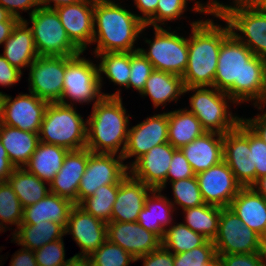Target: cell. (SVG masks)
I'll use <instances>...</instances> for the list:
<instances>
[{"mask_svg":"<svg viewBox=\"0 0 266 266\" xmlns=\"http://www.w3.org/2000/svg\"><path fill=\"white\" fill-rule=\"evenodd\" d=\"M4 95L5 92H3L2 90L0 91V123L2 121V117H3V102H4Z\"/></svg>","mask_w":266,"mask_h":266,"instance_id":"65","label":"cell"},{"mask_svg":"<svg viewBox=\"0 0 266 266\" xmlns=\"http://www.w3.org/2000/svg\"><path fill=\"white\" fill-rule=\"evenodd\" d=\"M221 266H266V252L218 255Z\"/></svg>","mask_w":266,"mask_h":266,"instance_id":"48","label":"cell"},{"mask_svg":"<svg viewBox=\"0 0 266 266\" xmlns=\"http://www.w3.org/2000/svg\"><path fill=\"white\" fill-rule=\"evenodd\" d=\"M76 107L49 103L41 123L39 142L61 146L69 151L86 148L87 117L81 115Z\"/></svg>","mask_w":266,"mask_h":266,"instance_id":"6","label":"cell"},{"mask_svg":"<svg viewBox=\"0 0 266 266\" xmlns=\"http://www.w3.org/2000/svg\"><path fill=\"white\" fill-rule=\"evenodd\" d=\"M64 239L50 242L34 251L38 266H61L70 258L66 259Z\"/></svg>","mask_w":266,"mask_h":266,"instance_id":"45","label":"cell"},{"mask_svg":"<svg viewBox=\"0 0 266 266\" xmlns=\"http://www.w3.org/2000/svg\"><path fill=\"white\" fill-rule=\"evenodd\" d=\"M190 2H194L189 8ZM188 7V8H187ZM201 15L200 0H158L156 13L145 23L148 27H171L168 22L184 19L187 11ZM169 24V26H167Z\"/></svg>","mask_w":266,"mask_h":266,"instance_id":"37","label":"cell"},{"mask_svg":"<svg viewBox=\"0 0 266 266\" xmlns=\"http://www.w3.org/2000/svg\"><path fill=\"white\" fill-rule=\"evenodd\" d=\"M23 219V207L8 181L0 182V221L11 231L18 229ZM14 225L13 229L11 226ZM11 228H10V227Z\"/></svg>","mask_w":266,"mask_h":266,"instance_id":"41","label":"cell"},{"mask_svg":"<svg viewBox=\"0 0 266 266\" xmlns=\"http://www.w3.org/2000/svg\"><path fill=\"white\" fill-rule=\"evenodd\" d=\"M182 211V222L186 226L206 239L214 240L218 232L221 207L205 203Z\"/></svg>","mask_w":266,"mask_h":266,"instance_id":"36","label":"cell"},{"mask_svg":"<svg viewBox=\"0 0 266 266\" xmlns=\"http://www.w3.org/2000/svg\"><path fill=\"white\" fill-rule=\"evenodd\" d=\"M118 184L103 185L78 205L90 215L108 223L111 221L114 202L116 201Z\"/></svg>","mask_w":266,"mask_h":266,"instance_id":"39","label":"cell"},{"mask_svg":"<svg viewBox=\"0 0 266 266\" xmlns=\"http://www.w3.org/2000/svg\"><path fill=\"white\" fill-rule=\"evenodd\" d=\"M215 255L213 241L207 240L203 245L192 250L174 254V266H206V263Z\"/></svg>","mask_w":266,"mask_h":266,"instance_id":"44","label":"cell"},{"mask_svg":"<svg viewBox=\"0 0 266 266\" xmlns=\"http://www.w3.org/2000/svg\"><path fill=\"white\" fill-rule=\"evenodd\" d=\"M61 266H88L87 258L72 256L70 259Z\"/></svg>","mask_w":266,"mask_h":266,"instance_id":"60","label":"cell"},{"mask_svg":"<svg viewBox=\"0 0 266 266\" xmlns=\"http://www.w3.org/2000/svg\"><path fill=\"white\" fill-rule=\"evenodd\" d=\"M196 174L193 172L191 165L189 164L188 160L185 158L184 154L180 149H177L172 156L170 168L167 173L166 178V187L162 189L165 191L167 189L168 183L191 178Z\"/></svg>","mask_w":266,"mask_h":266,"instance_id":"47","label":"cell"},{"mask_svg":"<svg viewBox=\"0 0 266 266\" xmlns=\"http://www.w3.org/2000/svg\"><path fill=\"white\" fill-rule=\"evenodd\" d=\"M9 266H38L34 251L21 247L13 253Z\"/></svg>","mask_w":266,"mask_h":266,"instance_id":"55","label":"cell"},{"mask_svg":"<svg viewBox=\"0 0 266 266\" xmlns=\"http://www.w3.org/2000/svg\"><path fill=\"white\" fill-rule=\"evenodd\" d=\"M256 108L259 114L247 118L243 115L242 121L266 143V106Z\"/></svg>","mask_w":266,"mask_h":266,"instance_id":"53","label":"cell"},{"mask_svg":"<svg viewBox=\"0 0 266 266\" xmlns=\"http://www.w3.org/2000/svg\"><path fill=\"white\" fill-rule=\"evenodd\" d=\"M0 5L19 21L25 19L23 11L30 16L39 7L38 0H0Z\"/></svg>","mask_w":266,"mask_h":266,"instance_id":"49","label":"cell"},{"mask_svg":"<svg viewBox=\"0 0 266 266\" xmlns=\"http://www.w3.org/2000/svg\"><path fill=\"white\" fill-rule=\"evenodd\" d=\"M107 239L127 251L135 259L146 255L162 245V240L138 222L107 223Z\"/></svg>","mask_w":266,"mask_h":266,"instance_id":"20","label":"cell"},{"mask_svg":"<svg viewBox=\"0 0 266 266\" xmlns=\"http://www.w3.org/2000/svg\"><path fill=\"white\" fill-rule=\"evenodd\" d=\"M176 150L169 142L151 148L129 167V174L152 189L162 190Z\"/></svg>","mask_w":266,"mask_h":266,"instance_id":"21","label":"cell"},{"mask_svg":"<svg viewBox=\"0 0 266 266\" xmlns=\"http://www.w3.org/2000/svg\"><path fill=\"white\" fill-rule=\"evenodd\" d=\"M2 21H19L16 17H13L7 10L0 5V22Z\"/></svg>","mask_w":266,"mask_h":266,"instance_id":"61","label":"cell"},{"mask_svg":"<svg viewBox=\"0 0 266 266\" xmlns=\"http://www.w3.org/2000/svg\"><path fill=\"white\" fill-rule=\"evenodd\" d=\"M214 87L226 92L237 104L266 106V59L253 52L232 33L222 42Z\"/></svg>","mask_w":266,"mask_h":266,"instance_id":"1","label":"cell"},{"mask_svg":"<svg viewBox=\"0 0 266 266\" xmlns=\"http://www.w3.org/2000/svg\"><path fill=\"white\" fill-rule=\"evenodd\" d=\"M137 261H143V266H174V254L161 245L158 249L135 259V262Z\"/></svg>","mask_w":266,"mask_h":266,"instance_id":"50","label":"cell"},{"mask_svg":"<svg viewBox=\"0 0 266 266\" xmlns=\"http://www.w3.org/2000/svg\"><path fill=\"white\" fill-rule=\"evenodd\" d=\"M249 8H266V0H249Z\"/></svg>","mask_w":266,"mask_h":266,"instance_id":"62","label":"cell"},{"mask_svg":"<svg viewBox=\"0 0 266 266\" xmlns=\"http://www.w3.org/2000/svg\"><path fill=\"white\" fill-rule=\"evenodd\" d=\"M195 174L219 164L223 160V135L205 132L180 148Z\"/></svg>","mask_w":266,"mask_h":266,"instance_id":"24","label":"cell"},{"mask_svg":"<svg viewBox=\"0 0 266 266\" xmlns=\"http://www.w3.org/2000/svg\"><path fill=\"white\" fill-rule=\"evenodd\" d=\"M253 158L256 166V180L266 176V143L253 132Z\"/></svg>","mask_w":266,"mask_h":266,"instance_id":"52","label":"cell"},{"mask_svg":"<svg viewBox=\"0 0 266 266\" xmlns=\"http://www.w3.org/2000/svg\"><path fill=\"white\" fill-rule=\"evenodd\" d=\"M64 236L65 228L62 225L53 221H42L35 225L20 224L11 237V243H17L22 248L35 251Z\"/></svg>","mask_w":266,"mask_h":266,"instance_id":"33","label":"cell"},{"mask_svg":"<svg viewBox=\"0 0 266 266\" xmlns=\"http://www.w3.org/2000/svg\"><path fill=\"white\" fill-rule=\"evenodd\" d=\"M7 181L23 208L40 201L50 193L49 183L28 172L24 167L15 168Z\"/></svg>","mask_w":266,"mask_h":266,"instance_id":"35","label":"cell"},{"mask_svg":"<svg viewBox=\"0 0 266 266\" xmlns=\"http://www.w3.org/2000/svg\"><path fill=\"white\" fill-rule=\"evenodd\" d=\"M229 208L241 222L266 241V200L252 187H243L233 198Z\"/></svg>","mask_w":266,"mask_h":266,"instance_id":"27","label":"cell"},{"mask_svg":"<svg viewBox=\"0 0 266 266\" xmlns=\"http://www.w3.org/2000/svg\"><path fill=\"white\" fill-rule=\"evenodd\" d=\"M81 0H38V5L41 8L55 9L60 6L73 4Z\"/></svg>","mask_w":266,"mask_h":266,"instance_id":"57","label":"cell"},{"mask_svg":"<svg viewBox=\"0 0 266 266\" xmlns=\"http://www.w3.org/2000/svg\"><path fill=\"white\" fill-rule=\"evenodd\" d=\"M82 51L76 56H65L63 92L59 103L76 106L92 104L93 107L103 97L99 79L98 63L86 58ZM94 62V63H93Z\"/></svg>","mask_w":266,"mask_h":266,"instance_id":"8","label":"cell"},{"mask_svg":"<svg viewBox=\"0 0 266 266\" xmlns=\"http://www.w3.org/2000/svg\"><path fill=\"white\" fill-rule=\"evenodd\" d=\"M205 132L197 117L185 107L168 111V142L174 148L180 149Z\"/></svg>","mask_w":266,"mask_h":266,"instance_id":"34","label":"cell"},{"mask_svg":"<svg viewBox=\"0 0 266 266\" xmlns=\"http://www.w3.org/2000/svg\"><path fill=\"white\" fill-rule=\"evenodd\" d=\"M66 235H72V240L80 248L74 256L87 258L107 240V223L75 204L69 214Z\"/></svg>","mask_w":266,"mask_h":266,"instance_id":"17","label":"cell"},{"mask_svg":"<svg viewBox=\"0 0 266 266\" xmlns=\"http://www.w3.org/2000/svg\"><path fill=\"white\" fill-rule=\"evenodd\" d=\"M146 29H153L151 38L144 37ZM171 27L144 26L140 38L143 37L147 47H139V51L150 61L155 70L169 72L183 76L188 64V36L180 35V27L171 30Z\"/></svg>","mask_w":266,"mask_h":266,"instance_id":"7","label":"cell"},{"mask_svg":"<svg viewBox=\"0 0 266 266\" xmlns=\"http://www.w3.org/2000/svg\"><path fill=\"white\" fill-rule=\"evenodd\" d=\"M18 21H2L0 22V46L9 38L13 27Z\"/></svg>","mask_w":266,"mask_h":266,"instance_id":"58","label":"cell"},{"mask_svg":"<svg viewBox=\"0 0 266 266\" xmlns=\"http://www.w3.org/2000/svg\"><path fill=\"white\" fill-rule=\"evenodd\" d=\"M208 239L194 232L183 222H175L165 230L162 246L173 254H178L203 245Z\"/></svg>","mask_w":266,"mask_h":266,"instance_id":"38","label":"cell"},{"mask_svg":"<svg viewBox=\"0 0 266 266\" xmlns=\"http://www.w3.org/2000/svg\"><path fill=\"white\" fill-rule=\"evenodd\" d=\"M89 149L69 151L60 171L49 183L50 193L64 197L77 204V192L80 180L85 173Z\"/></svg>","mask_w":266,"mask_h":266,"instance_id":"23","label":"cell"},{"mask_svg":"<svg viewBox=\"0 0 266 266\" xmlns=\"http://www.w3.org/2000/svg\"><path fill=\"white\" fill-rule=\"evenodd\" d=\"M74 205L69 199L49 193L40 201L23 208L21 224L35 225L42 221H53L66 228L70 211Z\"/></svg>","mask_w":266,"mask_h":266,"instance_id":"29","label":"cell"},{"mask_svg":"<svg viewBox=\"0 0 266 266\" xmlns=\"http://www.w3.org/2000/svg\"><path fill=\"white\" fill-rule=\"evenodd\" d=\"M129 173L121 155L93 153L89 157L77 192V204L103 185L119 184Z\"/></svg>","mask_w":266,"mask_h":266,"instance_id":"12","label":"cell"},{"mask_svg":"<svg viewBox=\"0 0 266 266\" xmlns=\"http://www.w3.org/2000/svg\"><path fill=\"white\" fill-rule=\"evenodd\" d=\"M124 2V5L121 4ZM125 1L94 0L92 55L104 52H134L145 24ZM136 44V45H135Z\"/></svg>","mask_w":266,"mask_h":266,"instance_id":"3","label":"cell"},{"mask_svg":"<svg viewBox=\"0 0 266 266\" xmlns=\"http://www.w3.org/2000/svg\"><path fill=\"white\" fill-rule=\"evenodd\" d=\"M98 63L99 79L101 87L104 86V77L111 84L119 88L113 93H103L105 97H121L122 88L128 90V81L130 77V52H104L92 56V59Z\"/></svg>","mask_w":266,"mask_h":266,"instance_id":"30","label":"cell"},{"mask_svg":"<svg viewBox=\"0 0 266 266\" xmlns=\"http://www.w3.org/2000/svg\"><path fill=\"white\" fill-rule=\"evenodd\" d=\"M70 40L86 52L94 36V0L79 2L55 8Z\"/></svg>","mask_w":266,"mask_h":266,"instance_id":"19","label":"cell"},{"mask_svg":"<svg viewBox=\"0 0 266 266\" xmlns=\"http://www.w3.org/2000/svg\"><path fill=\"white\" fill-rule=\"evenodd\" d=\"M153 70L154 68L150 61L139 50L130 52L128 90L133 89L139 95Z\"/></svg>","mask_w":266,"mask_h":266,"instance_id":"43","label":"cell"},{"mask_svg":"<svg viewBox=\"0 0 266 266\" xmlns=\"http://www.w3.org/2000/svg\"><path fill=\"white\" fill-rule=\"evenodd\" d=\"M0 140L15 168H23L39 143V133L23 131L0 123Z\"/></svg>","mask_w":266,"mask_h":266,"instance_id":"31","label":"cell"},{"mask_svg":"<svg viewBox=\"0 0 266 266\" xmlns=\"http://www.w3.org/2000/svg\"><path fill=\"white\" fill-rule=\"evenodd\" d=\"M172 188V199L169 201L177 210L181 211L187 208L196 207L205 204L199 188L196 175L191 178L181 179L168 183Z\"/></svg>","mask_w":266,"mask_h":266,"instance_id":"40","label":"cell"},{"mask_svg":"<svg viewBox=\"0 0 266 266\" xmlns=\"http://www.w3.org/2000/svg\"><path fill=\"white\" fill-rule=\"evenodd\" d=\"M202 17L204 16L191 22L187 21L191 34L185 32L189 34L188 64L182 76L185 87H214L221 44L231 34L225 19H201ZM217 20L223 21L224 24H219Z\"/></svg>","mask_w":266,"mask_h":266,"instance_id":"2","label":"cell"},{"mask_svg":"<svg viewBox=\"0 0 266 266\" xmlns=\"http://www.w3.org/2000/svg\"><path fill=\"white\" fill-rule=\"evenodd\" d=\"M24 21L31 25L39 56H76L82 52L68 37L55 9L38 7Z\"/></svg>","mask_w":266,"mask_h":266,"instance_id":"9","label":"cell"},{"mask_svg":"<svg viewBox=\"0 0 266 266\" xmlns=\"http://www.w3.org/2000/svg\"><path fill=\"white\" fill-rule=\"evenodd\" d=\"M130 125L122 155L124 162L134 159L125 162L128 168L151 148L168 142V110L153 113L135 126Z\"/></svg>","mask_w":266,"mask_h":266,"instance_id":"14","label":"cell"},{"mask_svg":"<svg viewBox=\"0 0 266 266\" xmlns=\"http://www.w3.org/2000/svg\"><path fill=\"white\" fill-rule=\"evenodd\" d=\"M223 160L242 187H251L256 182L253 131L243 121L223 135Z\"/></svg>","mask_w":266,"mask_h":266,"instance_id":"11","label":"cell"},{"mask_svg":"<svg viewBox=\"0 0 266 266\" xmlns=\"http://www.w3.org/2000/svg\"><path fill=\"white\" fill-rule=\"evenodd\" d=\"M213 244L217 255L266 252L265 240L245 226L229 207L221 208L218 232Z\"/></svg>","mask_w":266,"mask_h":266,"instance_id":"10","label":"cell"},{"mask_svg":"<svg viewBox=\"0 0 266 266\" xmlns=\"http://www.w3.org/2000/svg\"><path fill=\"white\" fill-rule=\"evenodd\" d=\"M189 93L192 95L185 108L197 117L206 132L224 135L242 121V116L232 112L238 104L226 92L216 87H185L184 96Z\"/></svg>","mask_w":266,"mask_h":266,"instance_id":"5","label":"cell"},{"mask_svg":"<svg viewBox=\"0 0 266 266\" xmlns=\"http://www.w3.org/2000/svg\"><path fill=\"white\" fill-rule=\"evenodd\" d=\"M24 73L18 68L12 66L1 54H0V86L2 88L13 87L20 83Z\"/></svg>","mask_w":266,"mask_h":266,"instance_id":"51","label":"cell"},{"mask_svg":"<svg viewBox=\"0 0 266 266\" xmlns=\"http://www.w3.org/2000/svg\"><path fill=\"white\" fill-rule=\"evenodd\" d=\"M153 189L129 173L118 184L116 201L113 205L111 221L137 222L145 200Z\"/></svg>","mask_w":266,"mask_h":266,"instance_id":"22","label":"cell"},{"mask_svg":"<svg viewBox=\"0 0 266 266\" xmlns=\"http://www.w3.org/2000/svg\"><path fill=\"white\" fill-rule=\"evenodd\" d=\"M123 97H103L87 117L86 148L93 153L123 155L130 117Z\"/></svg>","mask_w":266,"mask_h":266,"instance_id":"4","label":"cell"},{"mask_svg":"<svg viewBox=\"0 0 266 266\" xmlns=\"http://www.w3.org/2000/svg\"><path fill=\"white\" fill-rule=\"evenodd\" d=\"M15 166L10 162L8 153L0 140V182L7 181Z\"/></svg>","mask_w":266,"mask_h":266,"instance_id":"56","label":"cell"},{"mask_svg":"<svg viewBox=\"0 0 266 266\" xmlns=\"http://www.w3.org/2000/svg\"><path fill=\"white\" fill-rule=\"evenodd\" d=\"M6 231H9L8 229H7V227L0 221V234H2L3 232H6ZM2 232V233H1ZM2 249H4L3 248V246H0V252L1 251H3ZM0 266H3L4 265V263L2 262V261H5L4 260V257H3V255H0Z\"/></svg>","mask_w":266,"mask_h":266,"instance_id":"63","label":"cell"},{"mask_svg":"<svg viewBox=\"0 0 266 266\" xmlns=\"http://www.w3.org/2000/svg\"><path fill=\"white\" fill-rule=\"evenodd\" d=\"M88 266H129L135 258L108 239L89 257Z\"/></svg>","mask_w":266,"mask_h":266,"instance_id":"42","label":"cell"},{"mask_svg":"<svg viewBox=\"0 0 266 266\" xmlns=\"http://www.w3.org/2000/svg\"><path fill=\"white\" fill-rule=\"evenodd\" d=\"M1 55L14 67L25 72L39 56L29 25L20 20L13 27L9 38L2 45ZM24 69V71H23Z\"/></svg>","mask_w":266,"mask_h":266,"instance_id":"26","label":"cell"},{"mask_svg":"<svg viewBox=\"0 0 266 266\" xmlns=\"http://www.w3.org/2000/svg\"><path fill=\"white\" fill-rule=\"evenodd\" d=\"M48 104L29 91L18 93L15 97L5 93L1 123L23 131L39 133Z\"/></svg>","mask_w":266,"mask_h":266,"instance_id":"15","label":"cell"},{"mask_svg":"<svg viewBox=\"0 0 266 266\" xmlns=\"http://www.w3.org/2000/svg\"><path fill=\"white\" fill-rule=\"evenodd\" d=\"M206 266H221L218 255L216 254L209 262H207Z\"/></svg>","mask_w":266,"mask_h":266,"instance_id":"64","label":"cell"},{"mask_svg":"<svg viewBox=\"0 0 266 266\" xmlns=\"http://www.w3.org/2000/svg\"><path fill=\"white\" fill-rule=\"evenodd\" d=\"M28 91L48 102H60L64 74L65 56H38L28 67Z\"/></svg>","mask_w":266,"mask_h":266,"instance_id":"13","label":"cell"},{"mask_svg":"<svg viewBox=\"0 0 266 266\" xmlns=\"http://www.w3.org/2000/svg\"><path fill=\"white\" fill-rule=\"evenodd\" d=\"M184 89L181 76L154 69L139 95L142 98L149 97L155 110L159 107H163V110L171 102L177 106L181 96L184 97Z\"/></svg>","mask_w":266,"mask_h":266,"instance_id":"28","label":"cell"},{"mask_svg":"<svg viewBox=\"0 0 266 266\" xmlns=\"http://www.w3.org/2000/svg\"><path fill=\"white\" fill-rule=\"evenodd\" d=\"M231 33L255 56L266 59V8H244L225 18Z\"/></svg>","mask_w":266,"mask_h":266,"instance_id":"16","label":"cell"},{"mask_svg":"<svg viewBox=\"0 0 266 266\" xmlns=\"http://www.w3.org/2000/svg\"><path fill=\"white\" fill-rule=\"evenodd\" d=\"M196 177L204 203L221 208L229 207L233 198L243 188L224 160L197 173Z\"/></svg>","mask_w":266,"mask_h":266,"instance_id":"18","label":"cell"},{"mask_svg":"<svg viewBox=\"0 0 266 266\" xmlns=\"http://www.w3.org/2000/svg\"><path fill=\"white\" fill-rule=\"evenodd\" d=\"M251 187L266 200V176L257 179Z\"/></svg>","mask_w":266,"mask_h":266,"instance_id":"59","label":"cell"},{"mask_svg":"<svg viewBox=\"0 0 266 266\" xmlns=\"http://www.w3.org/2000/svg\"><path fill=\"white\" fill-rule=\"evenodd\" d=\"M175 208L162 190L153 189L145 200V205L138 215L137 222L146 230L155 233L161 240L165 230L174 221Z\"/></svg>","mask_w":266,"mask_h":266,"instance_id":"25","label":"cell"},{"mask_svg":"<svg viewBox=\"0 0 266 266\" xmlns=\"http://www.w3.org/2000/svg\"><path fill=\"white\" fill-rule=\"evenodd\" d=\"M69 150L61 146L39 142L24 168L39 179L50 183L60 171Z\"/></svg>","mask_w":266,"mask_h":266,"instance_id":"32","label":"cell"},{"mask_svg":"<svg viewBox=\"0 0 266 266\" xmlns=\"http://www.w3.org/2000/svg\"><path fill=\"white\" fill-rule=\"evenodd\" d=\"M202 1H200L201 15H206L208 19L210 16L212 19H225L235 10L249 8V0H229V4L219 0Z\"/></svg>","mask_w":266,"mask_h":266,"instance_id":"46","label":"cell"},{"mask_svg":"<svg viewBox=\"0 0 266 266\" xmlns=\"http://www.w3.org/2000/svg\"><path fill=\"white\" fill-rule=\"evenodd\" d=\"M135 14L145 24L155 13L158 0H132Z\"/></svg>","mask_w":266,"mask_h":266,"instance_id":"54","label":"cell"}]
</instances>
